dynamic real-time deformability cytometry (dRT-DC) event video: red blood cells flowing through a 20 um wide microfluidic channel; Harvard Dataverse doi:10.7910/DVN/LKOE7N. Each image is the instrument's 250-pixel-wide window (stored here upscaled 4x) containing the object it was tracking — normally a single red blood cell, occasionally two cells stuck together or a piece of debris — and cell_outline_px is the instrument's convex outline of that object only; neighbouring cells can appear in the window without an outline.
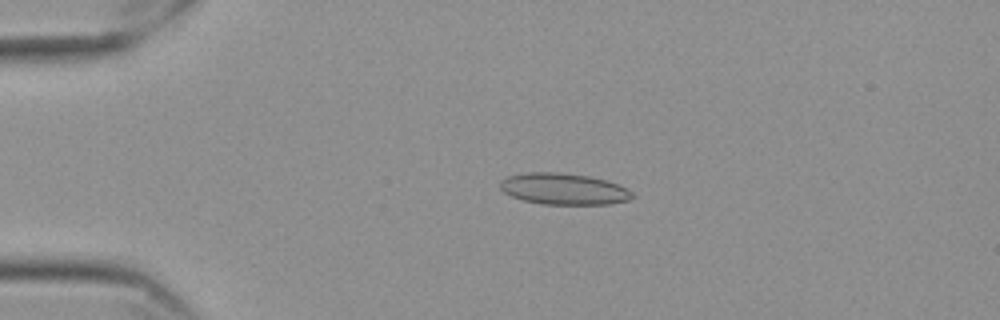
{"species": "Egyptian fruit bat (a non-hibernating species)", "species_latin": "Rousettus aegyptiacus", "temperature_condition": "cold", "stored_images_in_passage": 56, "camera_frame_rate_fps": 3000, "um_per_image_px": 0.085, "frame": {"image": 1, "passage_image": 12, "time_ms": 3.667, "image_size_px": [1000, 320], "cell_outline_px": [[636, 196], [628, 200], [612, 204], [544, 204], [524, 200], [512, 196], [504, 192], [500, 188], [500, 180], [508, 176], [528, 172], [556, 172], [588, 176], [620, 184], [628, 188]], "centroid_in_image_um": [47.95, 16.06], "position_along_channel_um": 37.1, "area_um2": 24.16}}
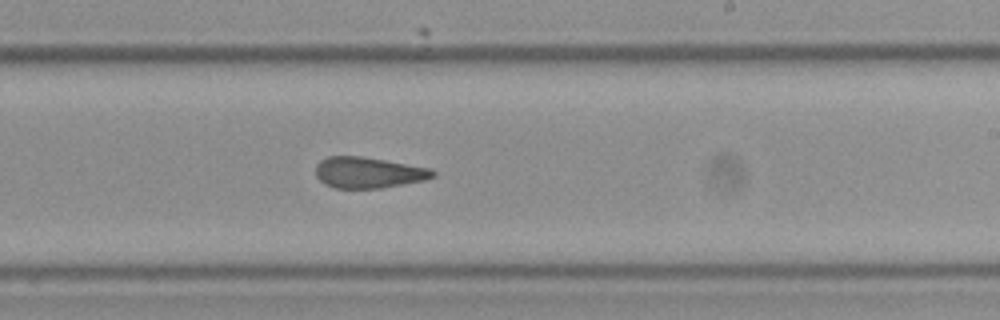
{"frame": {"image": 2, "passage_image": 34, "time_ms": 11.0, "image_size_px": [1000, 320], "cell_outline_px": [[436, 176], [424, 180], [380, 188], [332, 188], [324, 184], [316, 176], [316, 164], [320, 160], [328, 156], [360, 156], [384, 160], [428, 168], [436, 172]], "centroid_in_image_um": [31.26, 14.67], "position_along_channel_um": 257.7, "area_um2": 21.04}}
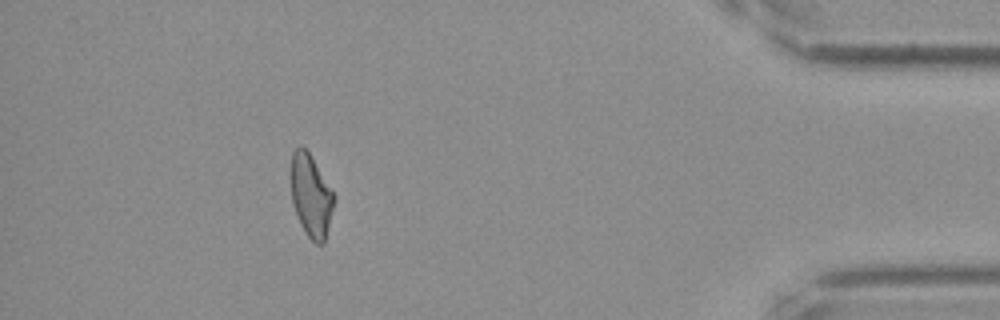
{"frame": {"image": 3, "passage_image": 51, "time_ms": 16.667, "image_size_px": [1000, 320], "cell_outline_px": [[336, 196], [324, 244], [316, 244], [308, 236], [300, 224], [292, 204], [292, 152], [300, 144], [308, 152]], "centroid_in_image_um": [26.44, 16.67], "position_along_channel_um": 408.8, "area_um2": 20.4}, "authors_computed_cell_mechanics": {"area_um2": 21.7906, "velocity_mm_per_s": 3.5439, "shape_relaxation_time_tau1_ms": null, "shape_relaxation_time_tau2_ms": 3.0489, "deformation_change_tau1": null, "deformation_change_tau2": 0.1097}}